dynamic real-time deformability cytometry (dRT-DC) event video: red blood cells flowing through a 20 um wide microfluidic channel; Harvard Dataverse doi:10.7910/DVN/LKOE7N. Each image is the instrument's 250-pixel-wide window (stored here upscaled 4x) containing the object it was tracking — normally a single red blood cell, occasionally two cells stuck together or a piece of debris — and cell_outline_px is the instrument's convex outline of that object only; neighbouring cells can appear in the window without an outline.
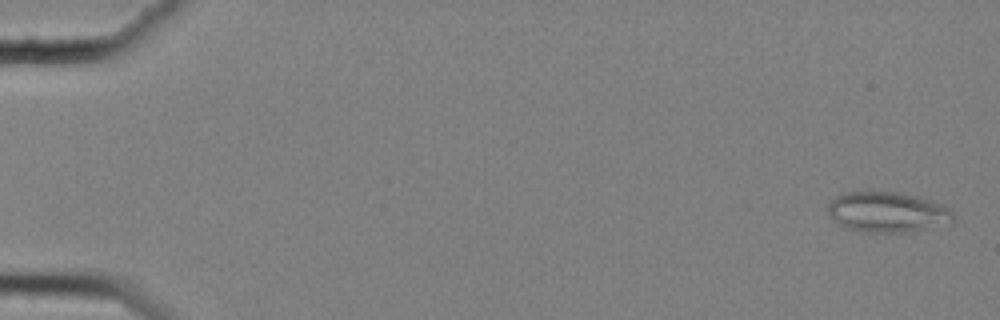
{"species": "common noctule bat (a hibernating species)", "species_latin": "Nyctalus noctula", "temperature_condition": "cold", "stored_images_in_passage": 59, "camera_frame_rate_fps": 3000, "um_per_image_px": 0.085, "animal": {"sex": "female", "body_mass_g": 25.1}, "frame": {"image": 1, "passage_image": 2, "time_ms": 0.333, "image_size_px": [1000, 320], "cell_outline_px": [[952, 224], [904, 232], [868, 232], [844, 228], [832, 220], [828, 212], [828, 200], [844, 192], [896, 192], [916, 196], [932, 200], [948, 208], [952, 212]], "centroid_in_image_um": [75.39, 18.03], "position_along_channel_um": 9.6, "area_um2": 29.59}}
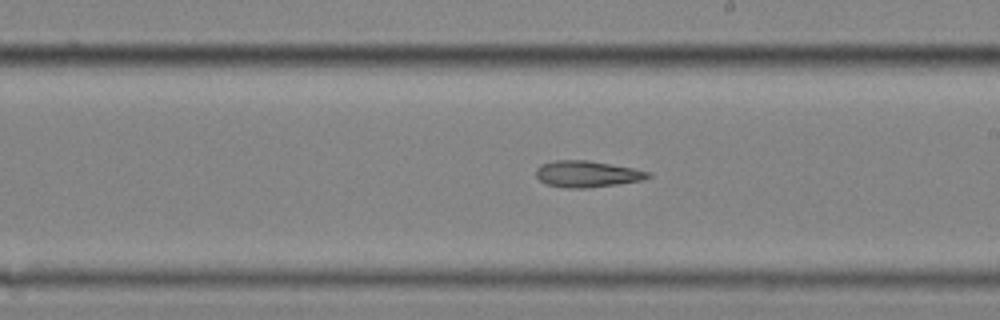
{"frame": {"image": 2, "passage_image": 35, "time_ms": 11.333, "image_size_px": [1000, 320], "cell_outline_px": [[652, 176], [644, 180], [588, 188], [568, 188], [544, 184], [536, 176], [536, 168], [540, 164], [556, 160], [588, 160], [632, 168], [648, 172]], "centroid_in_image_um": [49.86, 14.79], "position_along_channel_um": 239.1, "area_um2": 17.22}}
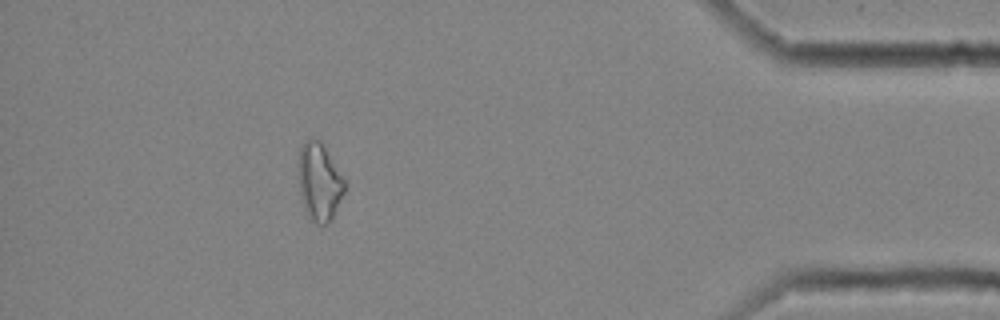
{"frame": {"image": 3, "passage_image": 53, "time_ms": 17.333, "image_size_px": [1000, 320], "cell_outline_px": [[344, 192], [328, 224], [316, 224], [308, 216], [304, 208], [300, 196], [300, 148], [304, 140], [320, 140], [344, 180]], "centroid_in_image_um": [27.13, 15.49], "position_along_channel_um": 408.1, "area_um2": 20.06}, "authors_computed_cell_mechanics": {"area_um2": 20.0566, "velocity_mm_per_s": 3.523, "shape_relaxation_time_tau1_ms": null, "shape_relaxation_time_tau2_ms": 9.0824, "deformation_change_tau1": null, "deformation_change_tau2": 0.2054}}